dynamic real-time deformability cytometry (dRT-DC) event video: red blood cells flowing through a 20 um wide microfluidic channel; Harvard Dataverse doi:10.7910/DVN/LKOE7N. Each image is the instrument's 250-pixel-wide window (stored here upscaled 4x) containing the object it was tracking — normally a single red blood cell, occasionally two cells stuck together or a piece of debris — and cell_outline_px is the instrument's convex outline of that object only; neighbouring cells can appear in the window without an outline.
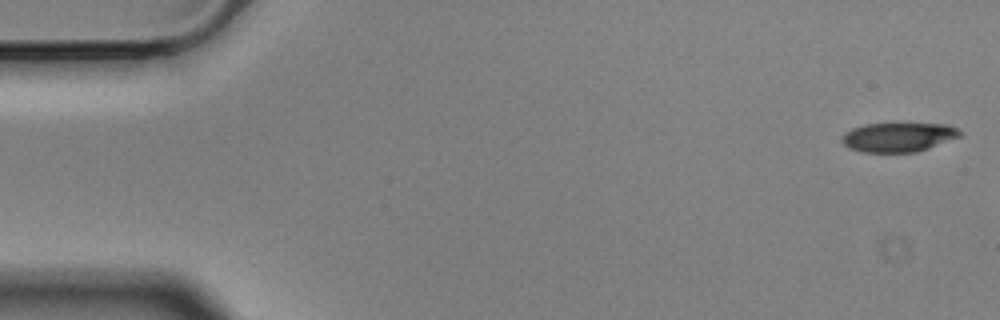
{"species": "Egyptian fruit bat (a non-hibernating species)", "species_latin": "Rousettus aegyptiacus", "temperature_condition": "cold", "stored_images_in_passage": 3, "camera_frame_rate_fps": 3000, "um_per_image_px": 0.085, "animal": {"sex": "male"}, "frame": {"image": 1, "passage_image": 1, "time_ms": 0.0, "image_size_px": [1000, 320], "cell_outline_px": [[964, 132], [960, 136], [928, 148], [916, 152], [864, 152], [848, 148], [840, 140], [840, 136], [844, 132], [852, 128], [868, 124], [948, 124]], "centroid_in_image_um": [76.33, 11.66], "position_along_channel_um": 8.7, "area_um2": 20.06}}